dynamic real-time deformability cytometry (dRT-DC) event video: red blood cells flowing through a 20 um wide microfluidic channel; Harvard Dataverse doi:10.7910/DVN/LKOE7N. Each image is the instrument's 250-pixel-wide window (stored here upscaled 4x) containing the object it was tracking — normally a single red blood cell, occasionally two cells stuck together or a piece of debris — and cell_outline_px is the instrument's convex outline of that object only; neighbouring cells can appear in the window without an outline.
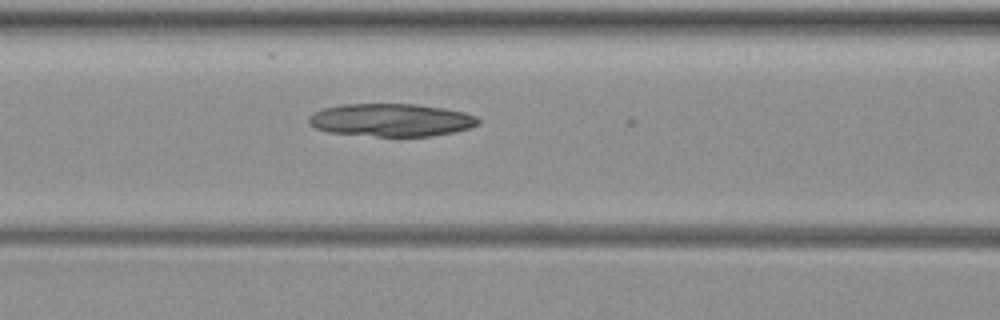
{"species": "common noctule bat (a hibernating species)", "species_latin": "Nyctalus noctula", "temperature_condition": "warm", "stored_images_in_passage": 7, "camera_frame_rate_fps": 3000, "um_per_image_px": 0.085, "animal": {"sex": "female", "body_mass_g": 19.3, "forearm_length_mm": 54.1}, "frame": {"image": 1, "passage_image": 6, "time_ms": 1.667, "image_size_px": [1000, 320], "cell_outline_px": [[480, 124], [468, 128], [452, 132], [432, 136], [376, 136], [328, 132], [316, 128], [308, 124], [308, 116], [312, 112], [324, 108], [344, 104], [416, 104], [444, 108], [464, 112], [476, 116], [480, 120]], "centroid_in_image_um": [33.23, 10.2], "position_along_channel_um": 133.4, "area_um2": 32.48}}